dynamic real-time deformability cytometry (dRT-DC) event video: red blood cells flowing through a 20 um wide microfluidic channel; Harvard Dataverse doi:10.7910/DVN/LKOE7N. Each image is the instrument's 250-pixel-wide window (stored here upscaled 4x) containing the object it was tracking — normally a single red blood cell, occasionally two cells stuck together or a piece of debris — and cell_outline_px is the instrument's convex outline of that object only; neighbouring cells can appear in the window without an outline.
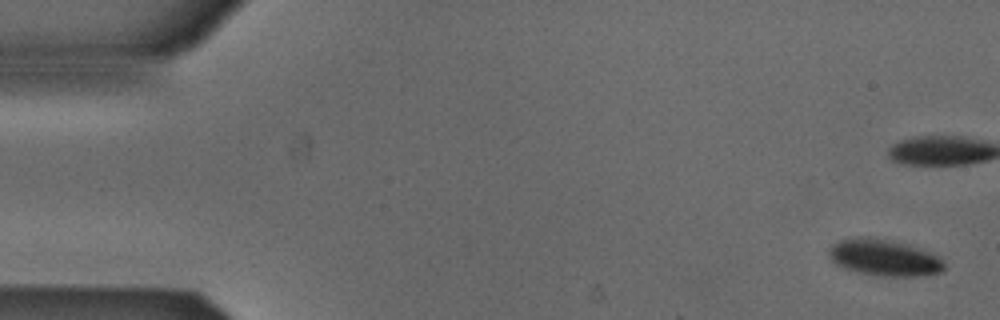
{"species": "Egyptian fruit bat (a non-hibernating species)", "species_latin": "Rousettus aegyptiacus", "temperature_condition": "cold", "stored_images_in_passage": 9, "segment_of_instrument_passage": [1, 2], "camera_frame_rate_fps": 3000, "um_per_image_px": 0.085, "animal": {"sex": "male"}, "frame": {"image": 1, "passage_image": 1, "time_ms": 0.0, "image_size_px": [1000, 320], "cell_outline_px": [[944, 268], [940, 272], [924, 276], [880, 276], [856, 272], [844, 268], [836, 264], [828, 256], [828, 252], [832, 244], [840, 240], [856, 236], [868, 236], [892, 240], [924, 248], [940, 256], [944, 260]], "centroid_in_image_um": [75.18, 21.88], "position_along_channel_um": 9.8, "area_um2": 25.14}}
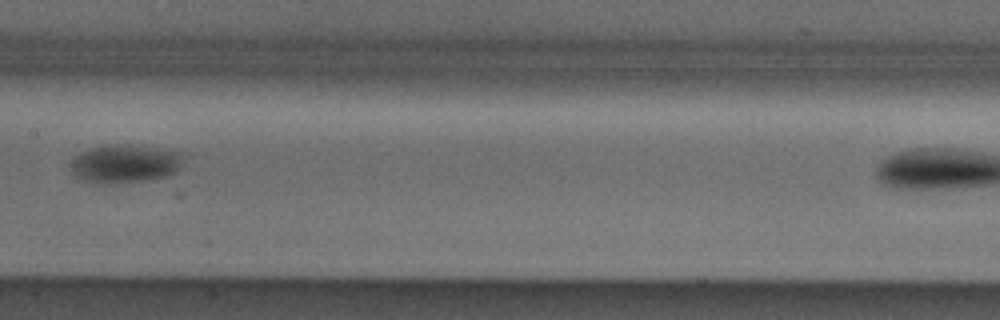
{"frame": {"image": 2, "passage_image": 8, "time_ms": 2.333, "image_size_px": [1000, 320], "cell_outline_px": [[180, 168], [168, 176], [148, 180], [104, 184], [84, 180], [76, 176], [72, 172], [72, 160], [80, 152], [92, 148], [108, 144], [120, 144], [180, 152]], "centroid_in_image_um": [10.58, 13.93], "position_along_channel_um": 196.8, "area_um2": 24.57}}